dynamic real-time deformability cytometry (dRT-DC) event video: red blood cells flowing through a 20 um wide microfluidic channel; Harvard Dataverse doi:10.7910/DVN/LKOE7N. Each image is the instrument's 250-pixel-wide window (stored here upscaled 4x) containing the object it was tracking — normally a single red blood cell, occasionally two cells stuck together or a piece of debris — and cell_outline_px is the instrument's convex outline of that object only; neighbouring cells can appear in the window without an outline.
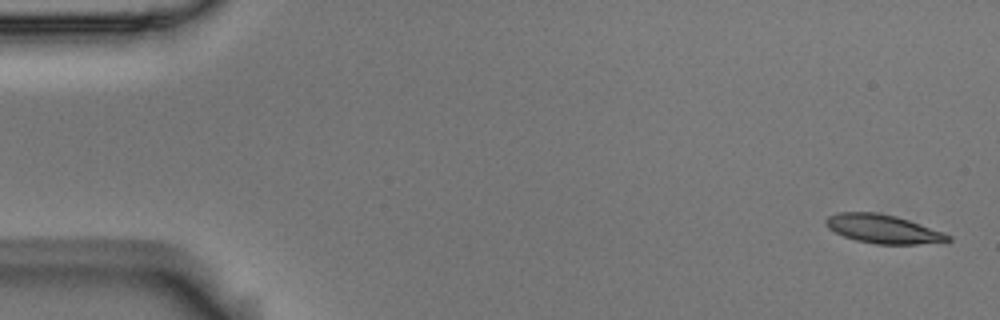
{"species": "Egyptian fruit bat (a non-hibernating species)", "species_latin": "Rousettus aegyptiacus", "temperature_condition": "room temperature", "stored_images_in_passage": 5, "camera_frame_rate_fps": 3000, "um_per_image_px": 0.085, "animal": {"sex": "male"}, "frame": {"image": 1, "passage_image": 1, "time_ms": 0.0, "image_size_px": [1000, 320], "cell_outline_px": [[952, 240], [916, 244], [876, 244], [856, 240], [844, 236], [828, 228], [824, 224], [824, 220], [828, 216], [836, 212], [876, 212], [896, 216], [944, 232], [952, 236]], "centroid_in_image_um": [75.03, 19.45], "position_along_channel_um": 10.0, "area_um2": 20.35}}
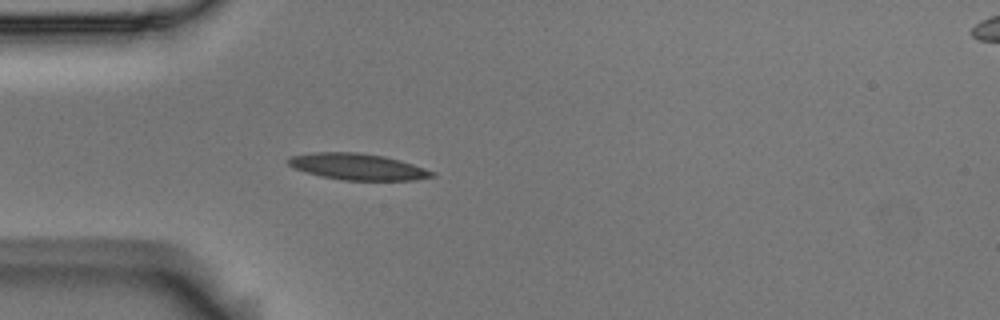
{"frame": {"image": 2, "passage_image": 5, "time_ms": 1.333, "image_size_px": [1000, 320], "cell_outline_px": [[436, 176], [416, 180], [344, 180], [320, 176], [292, 168], [284, 160], [288, 156], [312, 152], [360, 152], [384, 156], [400, 160], [436, 172]], "centroid_in_image_um": [30.35, 14.16], "position_along_channel_um": 54.6, "area_um2": 22.37}}